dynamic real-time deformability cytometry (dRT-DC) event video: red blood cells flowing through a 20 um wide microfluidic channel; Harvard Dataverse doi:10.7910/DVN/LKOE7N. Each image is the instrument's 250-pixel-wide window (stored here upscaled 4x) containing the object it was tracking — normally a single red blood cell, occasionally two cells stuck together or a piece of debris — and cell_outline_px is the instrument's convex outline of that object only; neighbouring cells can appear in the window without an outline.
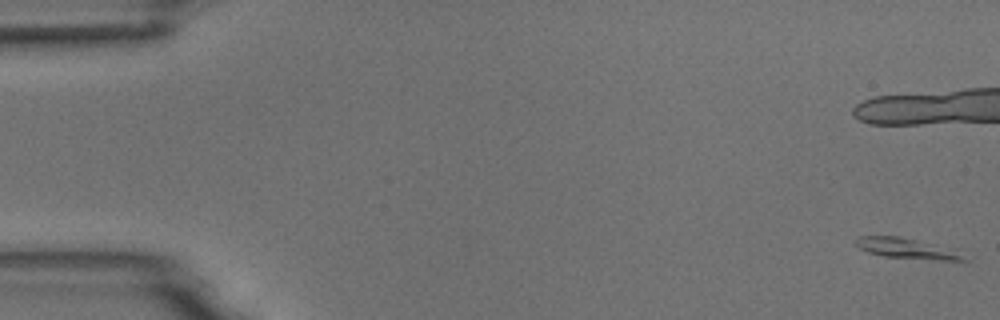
{"species": "common noctule bat (a hibernating species)", "species_latin": "Nyctalus noctula", "temperature_condition": "room temperature", "stored_images_in_passage": 5, "camera_frame_rate_fps": 3000, "um_per_image_px": 0.085, "animal": {"sex": "male", "body_mass_g": 18.8}, "frame": {"image": 1, "passage_image": 1, "time_ms": 0.0, "image_size_px": [1000, 320], "cell_outline_px": [[968, 260], [936, 260], [884, 256], [868, 252], [860, 248], [856, 244], [856, 240], [860, 236], [900, 236], [956, 248]], "centroid_in_image_um": [77.17, 21.11], "position_along_channel_um": 7.8, "area_um2": 12.95}}